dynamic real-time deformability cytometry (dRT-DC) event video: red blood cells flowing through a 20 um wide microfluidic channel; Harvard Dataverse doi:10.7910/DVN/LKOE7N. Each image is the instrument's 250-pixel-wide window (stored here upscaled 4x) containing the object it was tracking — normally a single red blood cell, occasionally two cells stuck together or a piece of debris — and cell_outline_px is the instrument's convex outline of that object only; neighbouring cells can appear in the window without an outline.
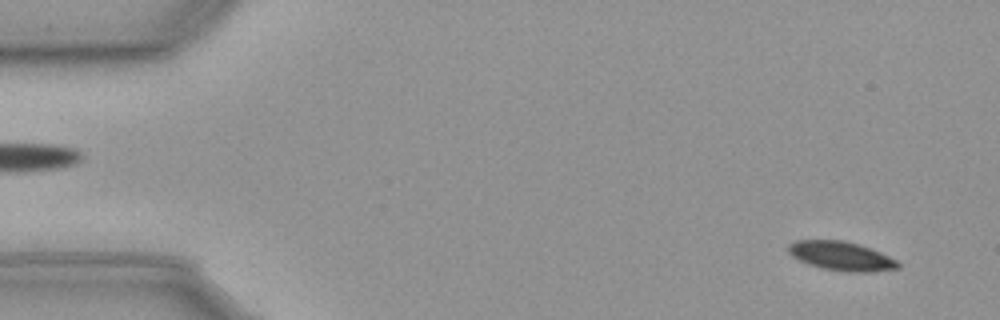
{"species": "common noctule bat (a hibernating species)", "species_latin": "Nyctalus noctula", "temperature_condition": "cold", "stored_images_in_passage": 56, "camera_frame_rate_fps": 3000, "um_per_image_px": 0.085, "animal": {"sex": "male", "body_mass_g": 23.1, "forearm_length_mm": 52.7}, "frame": {"image": 1, "passage_image": 3, "time_ms": 0.667, "image_size_px": [1000, 320], "cell_outline_px": [[900, 268], [872, 272], [848, 272], [820, 268], [808, 264], [792, 256], [788, 252], [788, 244], [796, 240], [840, 240], [856, 244], [880, 252], [896, 260], [900, 264]], "centroid_in_image_um": [71.49, 21.77], "position_along_channel_um": 13.5, "area_um2": 18.44}}
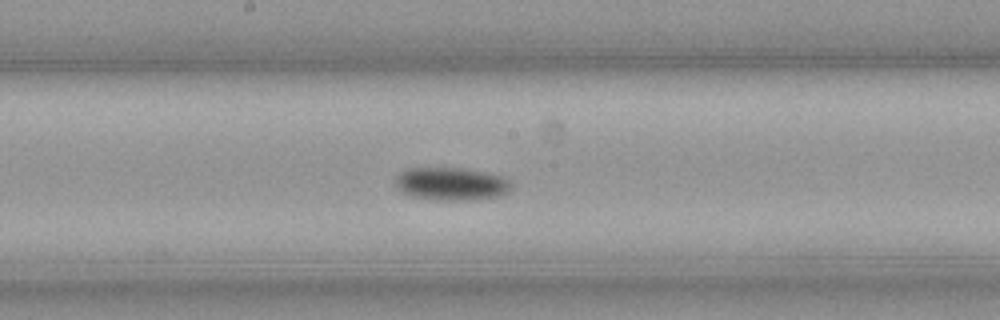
{"frame": {"image": 2, "passage_image": 29, "time_ms": 9.333, "image_size_px": [1000, 320], "cell_outline_px": [[512, 188], [508, 192], [500, 196], [476, 200], [436, 200], [412, 196], [400, 192], [396, 184], [396, 176], [400, 172], [408, 168], [460, 168], [500, 176], [508, 180], [512, 184]], "centroid_in_image_um": [38.34, 15.65], "position_along_channel_um": 209.9, "area_um2": 22.2}}
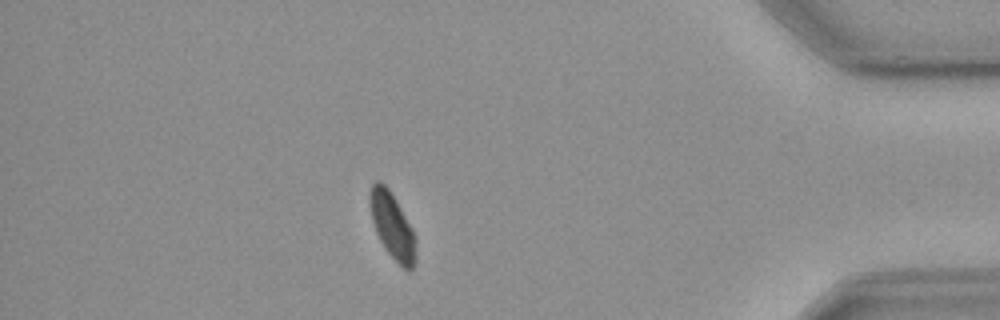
{"frame": {"image": 3, "passage_image": 49, "time_ms": 16.0, "image_size_px": [1000, 320], "cell_outline_px": [[416, 264], [408, 272], [388, 252], [380, 240], [376, 232], [372, 220], [368, 200], [368, 196], [372, 184], [376, 180], [384, 184], [388, 188], [412, 228], [416, 236]], "centroid_in_image_um": [33.35, 19.2], "position_along_channel_um": 401.9, "area_um2": 17.57}, "authors_computed_cell_mechanics": {"area_um2": 19.4208, "velocity_mm_per_s": 3.5819, "shape_relaxation_time_tau1_ms": 1.3864, "shape_relaxation_time_tau2_ms": null, "deformation_change_tau1": 0.094, "deformation_change_tau2": null}}